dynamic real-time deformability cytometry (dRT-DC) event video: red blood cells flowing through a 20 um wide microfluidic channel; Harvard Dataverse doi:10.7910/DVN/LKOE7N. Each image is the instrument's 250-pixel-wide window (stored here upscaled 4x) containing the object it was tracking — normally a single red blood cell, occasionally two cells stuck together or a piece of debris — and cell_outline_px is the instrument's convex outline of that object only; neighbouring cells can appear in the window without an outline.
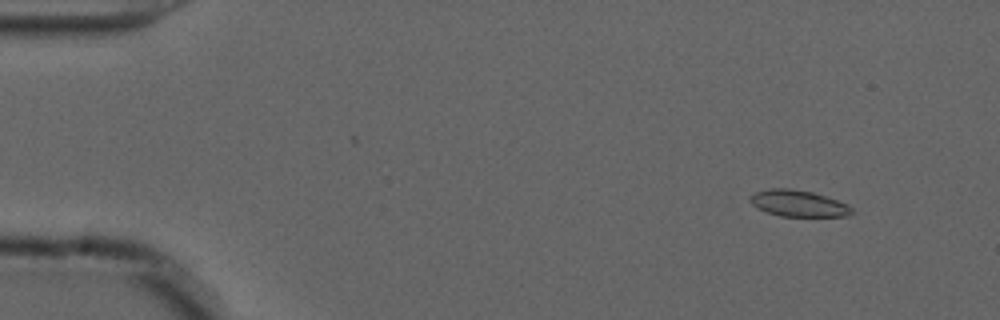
{"species": "common noctule bat (a hibernating species)", "species_latin": "Nyctalus noctula", "temperature_condition": "cold", "stored_images_in_passage": 55, "camera_frame_rate_fps": 3000, "um_per_image_px": 0.085, "animal": {"sex": "male", "forearm_length_mm": 52.5}, "frame": {"image": 1, "passage_image": 5, "time_ms": 1.333, "image_size_px": [1000, 320], "cell_outline_px": [[852, 212], [848, 216], [780, 216], [756, 208], [748, 200], [756, 192], [768, 188], [788, 188], [812, 192], [848, 204], [852, 208]], "centroid_in_image_um": [67.84, 17.29], "position_along_channel_um": 17.2, "area_um2": 15.49}}
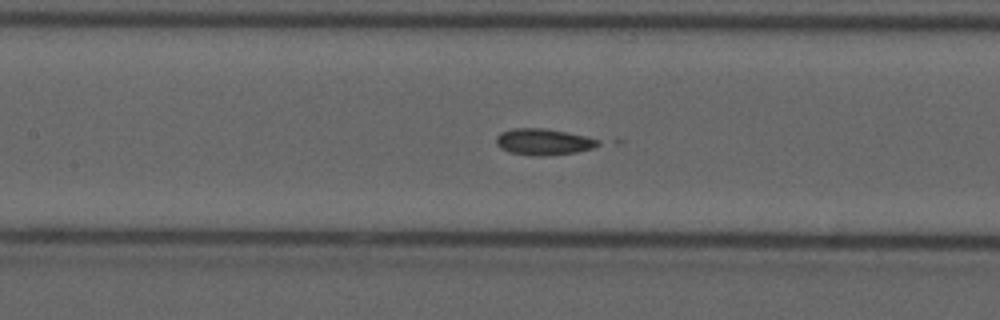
{"frame": {"image": 2, "passage_image": 25, "time_ms": 8.0, "image_size_px": [1000, 320], "cell_outline_px": [[600, 144], [592, 148], [576, 152], [544, 156], [532, 156], [508, 152], [500, 148], [496, 144], [496, 136], [500, 132], [512, 128], [544, 128], [584, 136], [600, 140]], "centroid_in_image_um": [46.14, 12.06], "position_along_channel_um": 161.3, "area_um2": 15.66}}
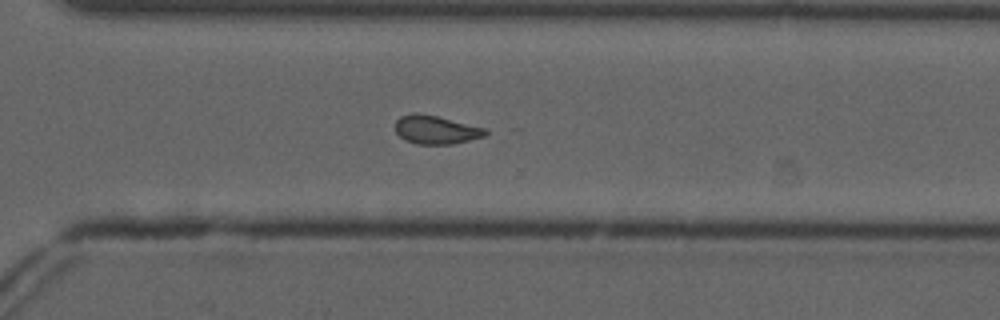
{"frame": {"image": 3, "passage_image": 39, "time_ms": 12.667, "image_size_px": [1000, 320], "cell_outline_px": [[488, 132], [484, 136], [452, 144], [416, 144], [404, 140], [396, 132], [396, 120], [400, 116], [416, 112], [436, 116], [488, 128]], "centroid_in_image_um": [37.05, 11.02], "position_along_channel_um": 333.5, "area_um2": 14.97}, "authors_computed_cell_mechanics": {"area_um2": 15.4904, "velocity_mm_per_s": 3.7078, "shape_relaxation_time_tau1_ms": null, "shape_relaxation_time_tau2_ms": 2.9872, "deformation_change_tau1": null, "deformation_change_tau2": 0.0893}}